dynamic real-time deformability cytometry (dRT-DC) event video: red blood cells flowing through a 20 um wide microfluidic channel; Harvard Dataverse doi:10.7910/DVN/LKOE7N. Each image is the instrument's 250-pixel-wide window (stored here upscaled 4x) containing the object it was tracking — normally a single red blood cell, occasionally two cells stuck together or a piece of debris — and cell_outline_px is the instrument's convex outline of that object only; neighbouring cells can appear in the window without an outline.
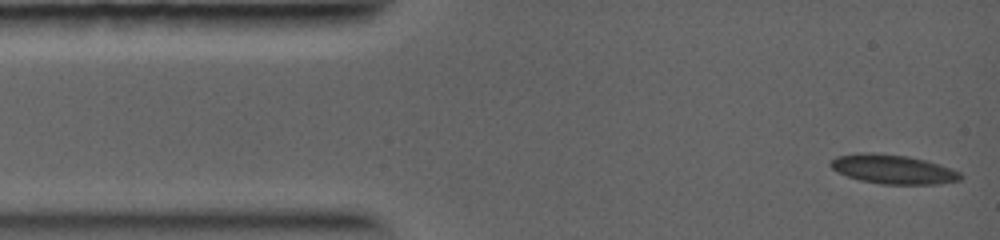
{"species": "common noctule bat (a hibernating species)", "species_latin": "Nyctalus noctula", "temperature_condition": "warm", "stored_images_in_passage": 11, "camera_frame_rate_fps": 5000, "um_per_image_px": 0.085, "animal": {"sex": "female", "body_mass_g": 19.0, "forearm_length_mm": 56.7}, "frame": {"image": 1, "passage_image": 1, "time_ms": 0.0, "image_size_px": [1000, 240], "cell_outline_px": [[964, 176], [960, 180], [936, 184], [880, 184], [860, 180], [836, 172], [828, 164], [836, 156], [860, 152], [868, 152], [908, 156], [928, 160], [960, 172]], "centroid_in_image_um": [75.89, 14.38], "position_along_channel_um": 9.1, "area_um2": 22.2}}
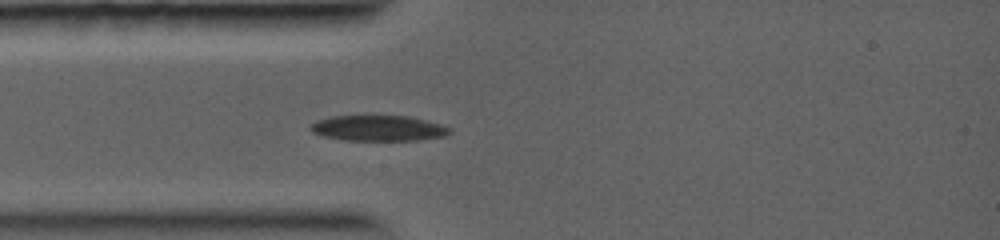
{"frame": {"image": 2, "passage_image": 9, "time_ms": 2.4, "image_size_px": [1000, 240], "cell_outline_px": [[452, 132], [448, 136], [416, 140], [340, 140], [324, 136], [312, 132], [308, 128], [316, 120], [332, 116], [408, 116], [428, 120], [452, 128]], "centroid_in_image_um": [32.19, 10.9], "position_along_channel_um": 52.8, "area_um2": 20.92}}